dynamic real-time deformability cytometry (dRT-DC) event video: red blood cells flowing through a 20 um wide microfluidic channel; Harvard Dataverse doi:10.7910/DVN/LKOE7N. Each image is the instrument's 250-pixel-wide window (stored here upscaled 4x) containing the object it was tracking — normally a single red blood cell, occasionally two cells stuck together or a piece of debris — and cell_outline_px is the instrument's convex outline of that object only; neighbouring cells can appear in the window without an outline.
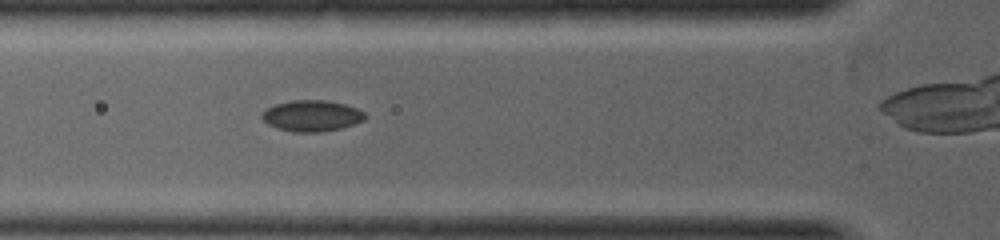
{"species": "common noctule bat (a hibernating species)", "species_latin": "Nyctalus noctula", "temperature_condition": "warm", "stored_images_in_passage": 15, "segment_of_instrument_passage": [1, 2], "camera_frame_rate_fps": 5000, "um_per_image_px": 0.085, "animal": {"sex": "female", "body_mass_g": 19.0, "forearm_length_mm": 53.3}, "frame": {"image": 1, "passage_image": 4, "time_ms": 1.4, "image_size_px": [1000, 240], "cell_outline_px": [[368, 116], [364, 120], [340, 128], [320, 132], [296, 132], [276, 128], [268, 124], [260, 116], [260, 112], [276, 104], [292, 100], [324, 100], [344, 104], [356, 108], [364, 112]], "centroid_in_image_um": [26.48, 9.84], "position_along_channel_um": 99.3, "area_um2": 18.61}}
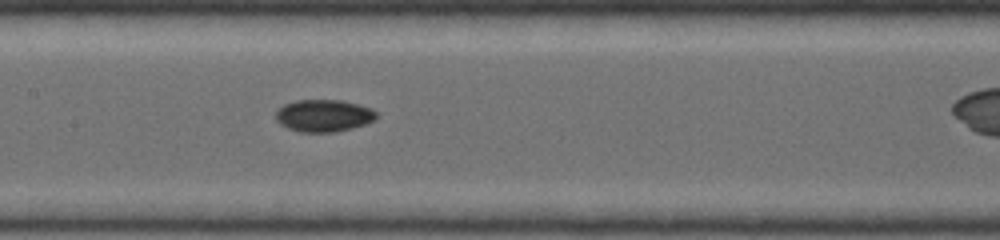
{"frame": {"image": 2, "passage_image": 7, "time_ms": 2.4, "image_size_px": [1000, 240], "cell_outline_px": [[376, 120], [352, 128], [332, 132], [304, 132], [288, 128], [280, 124], [276, 120], [276, 112], [284, 104], [296, 100], [340, 100], [372, 108], [376, 112]], "centroid_in_image_um": [27.51, 9.82], "position_along_channel_um": 179.9, "area_um2": 18.73}}
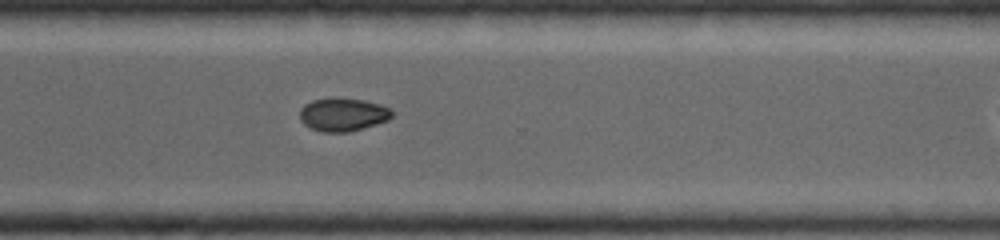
{"frame": {"image": 3, "passage_image": 14, "time_ms": 4.4, "image_size_px": [1000, 240], "cell_outline_px": [[392, 116], [388, 120], [376, 124], [348, 132], [324, 132], [312, 128], [304, 124], [300, 120], [300, 108], [304, 104], [312, 100], [332, 96], [336, 96], [364, 100], [380, 104], [392, 108]], "centroid_in_image_um": [29.14, 9.7], "position_along_channel_um": 341.5, "area_um2": 18.15}}